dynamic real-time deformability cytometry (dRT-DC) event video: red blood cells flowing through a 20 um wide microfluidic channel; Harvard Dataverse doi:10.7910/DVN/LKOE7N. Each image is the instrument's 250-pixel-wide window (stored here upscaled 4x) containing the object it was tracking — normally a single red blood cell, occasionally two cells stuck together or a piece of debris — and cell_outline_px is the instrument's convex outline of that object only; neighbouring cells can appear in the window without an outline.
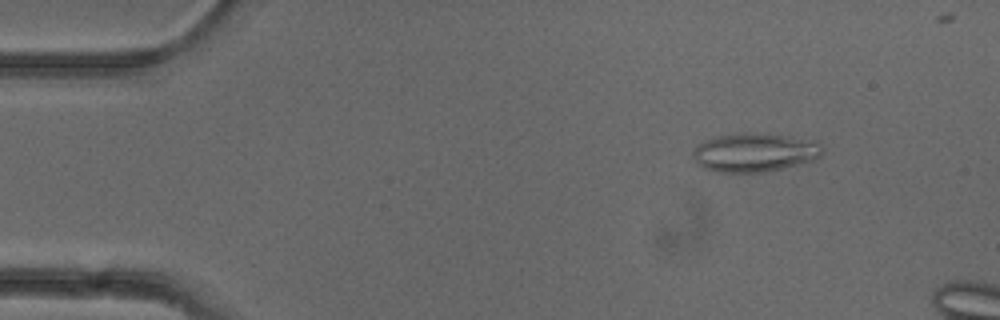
{"species": "common noctule bat (a hibernating species)", "species_latin": "Nyctalus noctula", "temperature_condition": "cold", "stored_images_in_passage": 12, "camera_frame_rate_fps": 3000, "um_per_image_px": 0.085, "animal": {"sex": "female"}, "frame": {"image": 1, "passage_image": 6, "time_ms": 1.667, "image_size_px": [1000, 320], "cell_outline_px": [[824, 148], [820, 156], [812, 160], [764, 172], [720, 172], [704, 168], [692, 156], [692, 152], [696, 144], [704, 140], [716, 136], [736, 132], [744, 132], [788, 136], [820, 144]], "centroid_in_image_um": [64.06, 12.94], "position_along_channel_um": 20.9, "area_um2": 28.84}}